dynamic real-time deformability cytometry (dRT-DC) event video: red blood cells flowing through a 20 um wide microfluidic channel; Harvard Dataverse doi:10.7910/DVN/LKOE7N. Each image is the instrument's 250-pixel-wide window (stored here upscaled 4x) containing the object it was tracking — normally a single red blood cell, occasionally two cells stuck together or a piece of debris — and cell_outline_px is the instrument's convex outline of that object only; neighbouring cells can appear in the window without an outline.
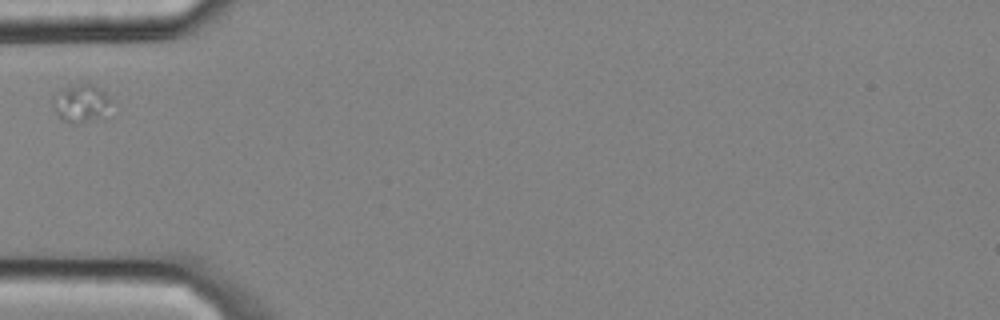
{"species": "common noctule bat (a hibernating species)", "species_latin": "Nyctalus noctula", "temperature_condition": "cold", "stored_images_in_passage": 2, "camera_frame_rate_fps": 3000, "um_per_image_px": 0.085, "animal": {"sex": "male", "body_mass_g": 20.4}, "frame": {"image": 1, "passage_image": 1, "time_ms": 0.0, "image_size_px": [1000, 320], "cell_outline_px": [[112, 100], [96, 116], [76, 124], [64, 120], [52, 108], [52, 96], [76, 84], [88, 84], [104, 92]], "centroid_in_image_um": [6.78, 8.75], "position_along_channel_um": 78.2, "area_um2": 11.68}}